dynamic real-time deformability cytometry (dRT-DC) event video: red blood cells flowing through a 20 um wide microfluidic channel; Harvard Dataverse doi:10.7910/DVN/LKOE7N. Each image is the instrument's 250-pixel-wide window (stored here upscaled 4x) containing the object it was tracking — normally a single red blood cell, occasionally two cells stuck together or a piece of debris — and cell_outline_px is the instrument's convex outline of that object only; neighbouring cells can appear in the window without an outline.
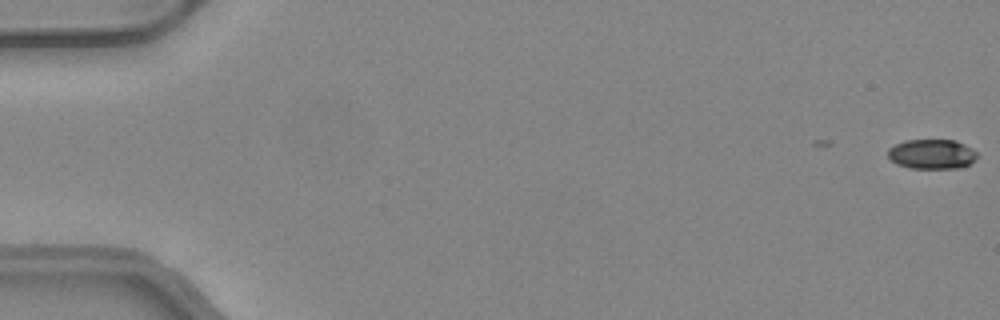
{"species": "common noctule bat (a hibernating species)", "species_latin": "Nyctalus noctula", "temperature_condition": "warm", "stored_images_in_passage": 13, "camera_frame_rate_fps": 3000, "um_per_image_px": 0.085, "animal": {"sex": "female", "body_mass_g": 24.6, "forearm_length_mm": 56.2}, "frame": {"image": 1, "passage_image": 1, "time_ms": 0.0, "image_size_px": [1000, 320], "cell_outline_px": [[976, 160], [960, 168], [908, 168], [896, 164], [888, 160], [888, 148], [904, 140], [956, 140], [972, 148], [976, 152]], "centroid_in_image_um": [79.17, 13.1], "position_along_channel_um": 5.8, "area_um2": 15.61}}